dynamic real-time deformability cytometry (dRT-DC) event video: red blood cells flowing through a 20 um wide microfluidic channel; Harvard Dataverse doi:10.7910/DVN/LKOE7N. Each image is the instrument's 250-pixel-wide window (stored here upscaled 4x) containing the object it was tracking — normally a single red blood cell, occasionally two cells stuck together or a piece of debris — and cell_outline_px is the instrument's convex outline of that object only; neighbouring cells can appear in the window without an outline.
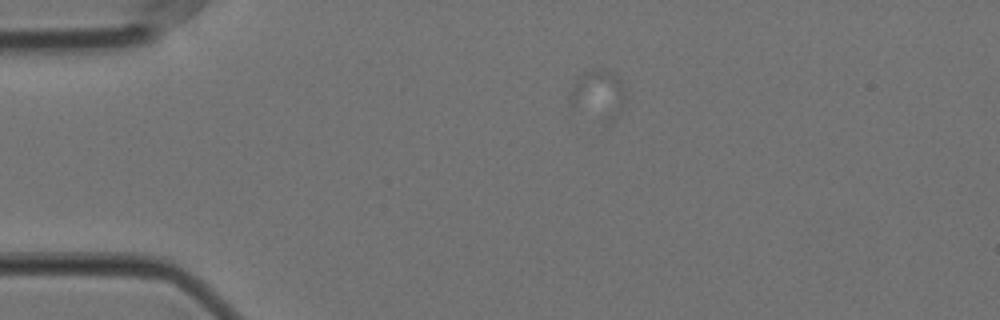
{"species": "Egyptian fruit bat (a non-hibernating species)", "species_latin": "Rousettus aegyptiacus", "temperature_condition": "cold", "stored_images_in_passage": 66, "camera_frame_rate_fps": 3000, "um_per_image_px": 0.085, "animal": {"sex": "female"}, "frame": {"image": 1, "passage_image": 3, "time_ms": 0.667, "image_size_px": [1000, 320], "cell_outline_px": [[628, 96], [616, 120], [604, 128], [572, 104], [568, 100], [568, 96], [576, 80], [584, 72], [592, 68], [608, 72], [624, 88]], "centroid_in_image_um": [50.87, 8.19], "position_along_channel_um": 34.1, "area_um2": 16.36}}
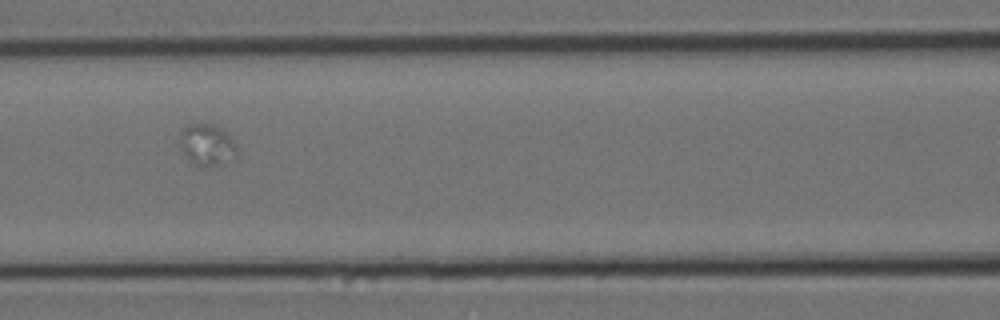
{"frame": {"image": 2, "passage_image": 21, "time_ms": 6.667, "image_size_px": [1000, 320], "cell_outline_px": [[236, 152], [220, 164], [212, 168], [196, 164], [184, 152], [180, 144], [180, 132], [188, 124], [212, 124], [220, 128], [232, 140], [236, 148]], "centroid_in_image_um": [17.55, 12.28], "position_along_channel_um": 149.0, "area_um2": 13.06}}
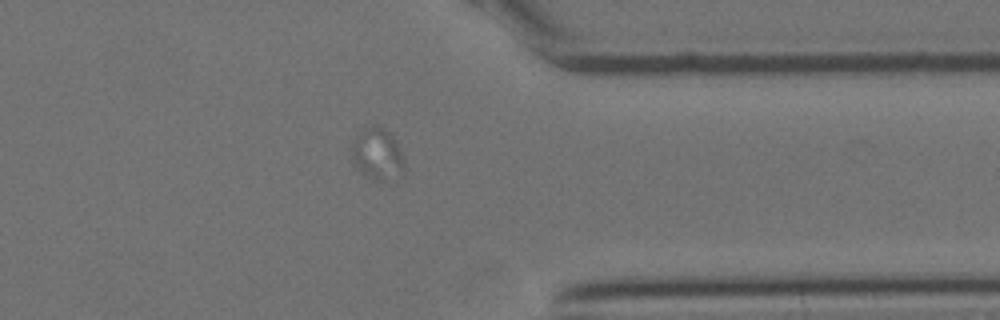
{"frame": {"image": 3, "passage_image": 48, "time_ms": 15.667, "image_size_px": [1000, 320], "cell_outline_px": [[404, 168], [380, 180], [376, 180], [360, 172], [356, 168], [352, 156], [352, 144], [356, 132], [372, 124], [376, 124], [384, 128], [388, 132], [400, 148], [404, 160]], "centroid_in_image_um": [32.0, 12.99], "position_along_channel_um": 379.4, "area_um2": 15.32}}